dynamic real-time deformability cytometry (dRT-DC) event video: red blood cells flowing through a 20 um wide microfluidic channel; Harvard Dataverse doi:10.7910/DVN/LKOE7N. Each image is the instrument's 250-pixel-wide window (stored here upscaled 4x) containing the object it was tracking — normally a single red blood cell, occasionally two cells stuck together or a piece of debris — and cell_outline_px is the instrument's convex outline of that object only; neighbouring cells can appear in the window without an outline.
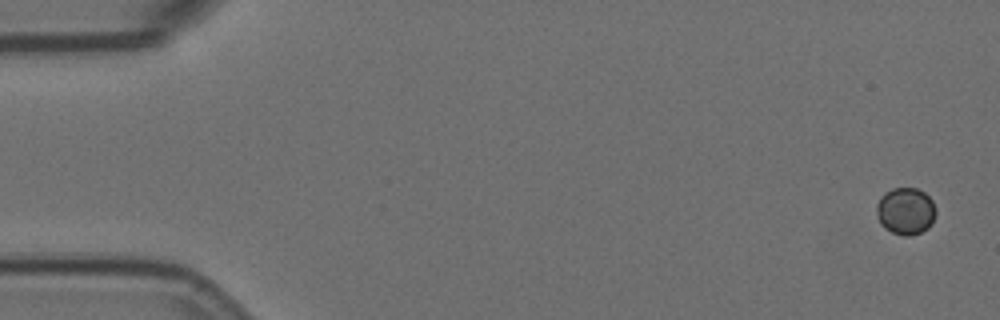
{"species": "Egyptian fruit bat (a non-hibernating species)", "species_latin": "Rousettus aegyptiacus", "temperature_condition": "room temperature", "stored_images_in_passage": 8, "camera_frame_rate_fps": 3000, "um_per_image_px": 0.085, "animal": {"sex": "female"}, "frame": {"image": 1, "passage_image": 1, "time_ms": 0.0, "image_size_px": [1000, 320], "cell_outline_px": [[936, 216], [932, 224], [928, 228], [920, 232], [908, 236], [904, 236], [892, 232], [884, 228], [880, 224], [876, 216], [876, 204], [880, 196], [892, 188], [916, 188], [924, 192], [932, 200], [936, 208]], "centroid_in_image_um": [76.97, 17.94], "position_along_channel_um": 8.0, "area_um2": 16.53}}
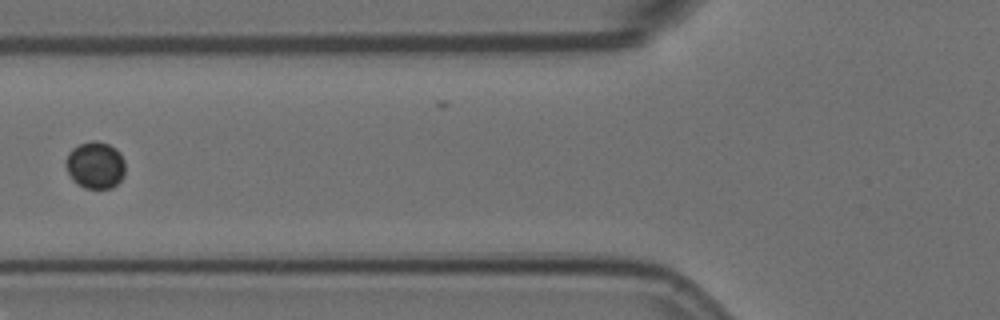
{"frame": {"image": 2, "passage_image": 7, "time_ms": 2.0, "image_size_px": [1000, 320], "cell_outline_px": [[124, 176], [112, 188], [84, 188], [76, 184], [72, 180], [64, 164], [64, 160], [68, 152], [72, 148], [80, 144], [92, 140], [96, 140], [108, 144], [116, 148], [120, 152], [124, 160]], "centroid_in_image_um": [8.07, 14.03], "position_along_channel_um": 117.7, "area_um2": 16.53}}
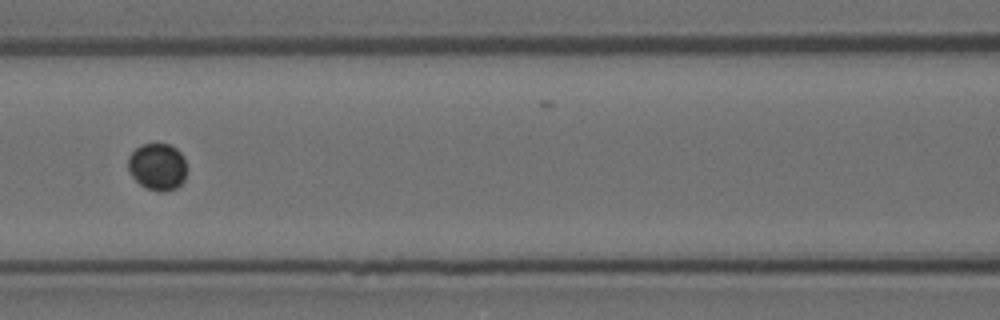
{"frame": {"image": 3, "passage_image": 8, "time_ms": 2.333, "image_size_px": [1000, 320], "cell_outline_px": [[184, 180], [176, 188], [164, 192], [160, 192], [144, 188], [128, 172], [128, 156], [140, 144], [168, 144], [176, 148], [184, 156]], "centroid_in_image_um": [13.35, 14.17], "position_along_channel_um": 153.3, "area_um2": 16.07}}